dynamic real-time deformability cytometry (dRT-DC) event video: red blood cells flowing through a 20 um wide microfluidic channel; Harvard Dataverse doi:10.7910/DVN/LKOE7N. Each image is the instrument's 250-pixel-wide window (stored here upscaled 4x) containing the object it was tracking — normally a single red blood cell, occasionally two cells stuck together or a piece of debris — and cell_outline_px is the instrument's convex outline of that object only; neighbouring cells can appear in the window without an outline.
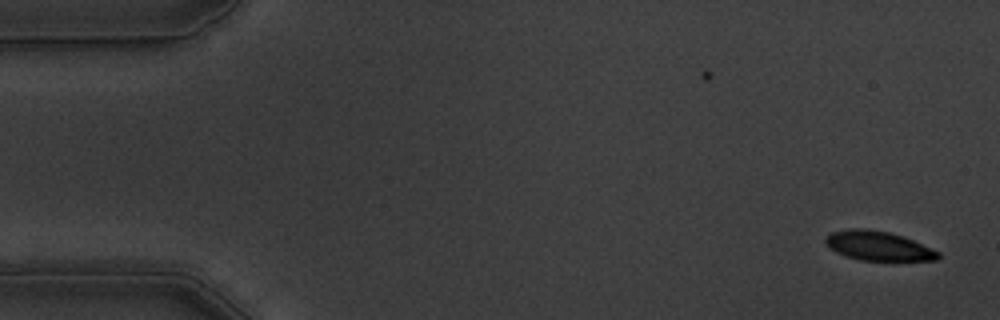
{"species": "common noctule bat (a hibernating species)", "species_latin": "Nyctalus noctula", "temperature_condition": "warm", "stored_images_in_passage": 56, "camera_frame_rate_fps": 3000, "um_per_image_px": 0.085, "animal": {"sex": "male", "body_mass_g": 19.5, "forearm_length_mm": 54.6}, "frame": {"image": 1, "passage_image": 1, "time_ms": 0.0, "image_size_px": [1000, 320], "cell_outline_px": [[940, 256], [936, 260], [860, 260], [844, 256], [828, 248], [824, 240], [832, 232], [848, 228], [868, 228], [888, 232], [904, 236], [940, 252]], "centroid_in_image_um": [74.62, 20.89], "position_along_channel_um": 10.4, "area_um2": 19.31}}
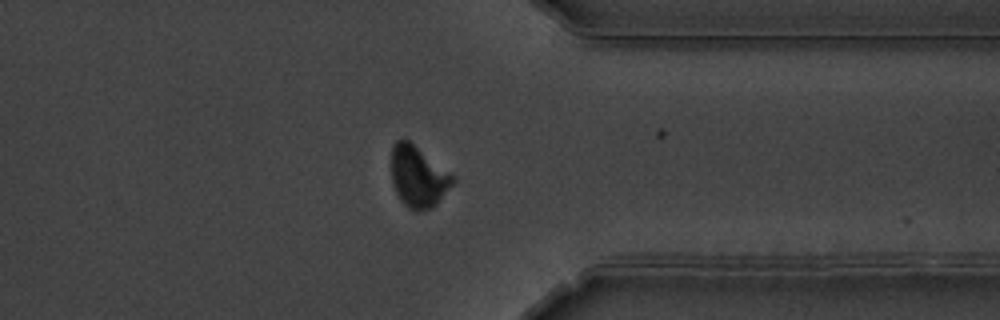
{"frame": {"image": 2, "passage_image": 43, "time_ms": 14.0, "image_size_px": [1000, 320], "cell_outline_px": [[456, 180], [436, 204], [420, 212], [416, 212], [408, 208], [400, 200], [392, 184], [392, 148], [396, 140], [408, 140], [456, 176]], "centroid_in_image_um": [35.55, 15.03], "position_along_channel_um": 375.8, "area_um2": 21.85}}
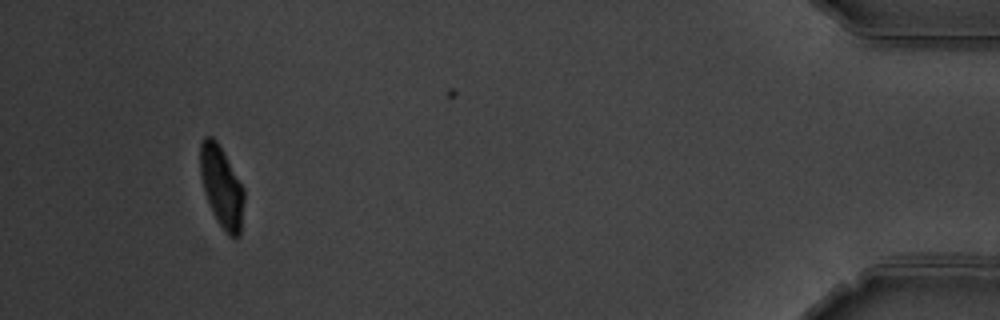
{"frame": {"image": 3, "passage_image": 52, "time_ms": 17.0, "image_size_px": [1000, 320], "cell_outline_px": [[244, 200], [240, 236], [228, 236], [224, 232], [216, 220], [212, 212], [204, 192], [200, 176], [200, 140], [204, 136], [212, 136], [216, 140], [244, 188]], "centroid_in_image_um": [18.82, 15.89], "position_along_channel_um": 416.4, "area_um2": 20.81}, "authors_computed_cell_mechanics": {"area_um2": 21.8773, "velocity_mm_per_s": 3.5475, "shape_relaxation_time_tau1_ms": 3.822, "shape_relaxation_time_tau2_ms": null, "deformation_change_tau1": 0.1643, "deformation_change_tau2": null}}